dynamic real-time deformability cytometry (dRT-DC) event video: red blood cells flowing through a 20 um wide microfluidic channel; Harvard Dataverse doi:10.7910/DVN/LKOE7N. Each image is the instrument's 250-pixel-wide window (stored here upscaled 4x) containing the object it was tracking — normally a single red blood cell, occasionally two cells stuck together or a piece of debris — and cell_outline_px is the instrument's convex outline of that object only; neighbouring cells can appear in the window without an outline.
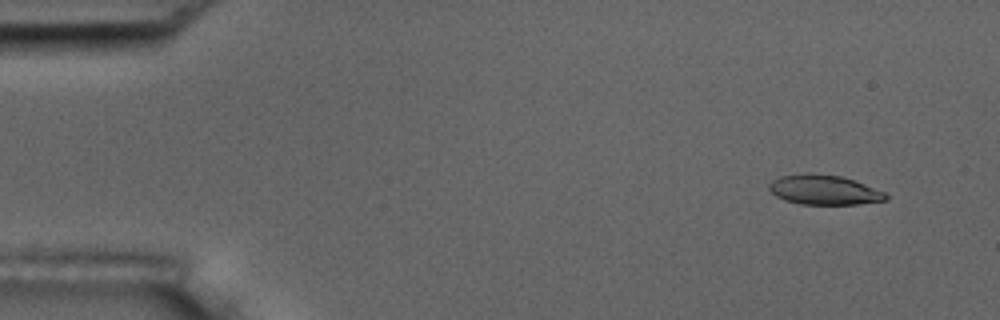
{"species": "common noctule bat (a hibernating species)", "species_latin": "Nyctalus noctula", "temperature_condition": "room temperature", "stored_images_in_passage": 4, "camera_frame_rate_fps": 3000, "um_per_image_px": 0.085, "animal": {"sex": "male", "body_mass_g": 17.5, "forearm_length_mm": 52.3}, "frame": {"image": 1, "passage_image": 1, "time_ms": 0.0, "image_size_px": [1000, 320], "cell_outline_px": [[888, 200], [856, 204], [800, 204], [784, 200], [776, 196], [768, 188], [768, 184], [772, 180], [780, 176], [808, 172], [840, 176], [856, 180], [884, 192], [888, 196]], "centroid_in_image_um": [70.03, 16.13], "position_along_channel_um": 15.0, "area_um2": 20.35}}
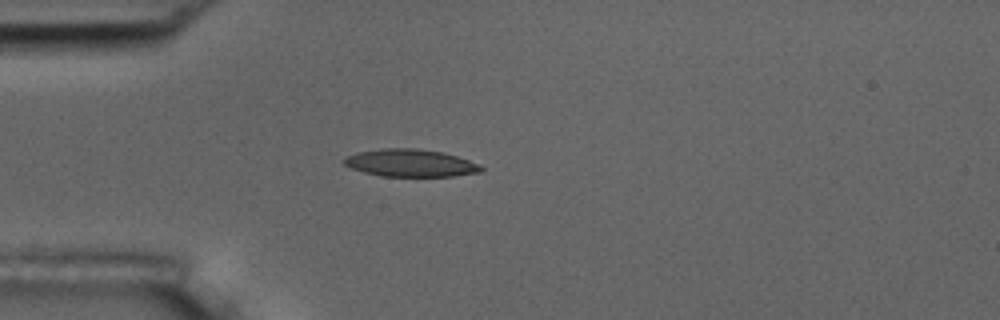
{"frame": {"image": 2, "passage_image": 4, "time_ms": 3.667, "image_size_px": [1000, 320], "cell_outline_px": [[484, 168], [480, 172], [452, 176], [384, 176], [364, 172], [352, 168], [344, 164], [344, 160], [348, 156], [356, 152], [384, 148], [416, 148], [444, 152], [480, 164]], "centroid_in_image_um": [34.91, 13.85], "position_along_channel_um": 50.1, "area_um2": 21.79}}